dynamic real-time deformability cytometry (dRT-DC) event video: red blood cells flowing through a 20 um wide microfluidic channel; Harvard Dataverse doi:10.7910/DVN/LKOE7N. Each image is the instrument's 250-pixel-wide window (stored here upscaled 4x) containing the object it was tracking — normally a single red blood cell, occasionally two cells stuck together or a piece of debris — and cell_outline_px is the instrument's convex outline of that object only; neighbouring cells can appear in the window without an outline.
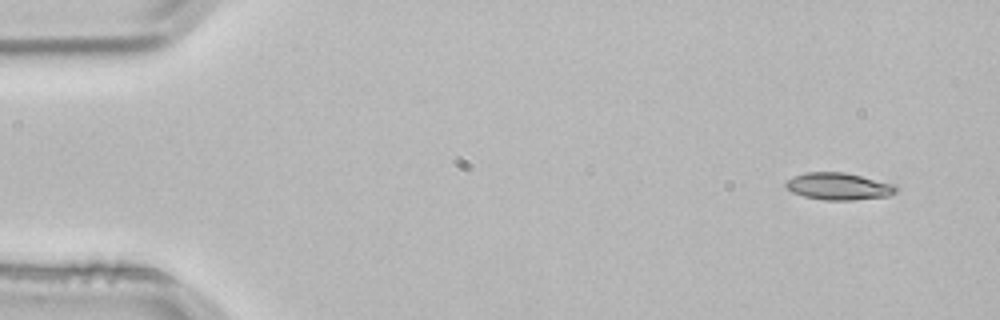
{"species": "common noctule bat (a hibernating species)", "species_latin": "Nyctalus noctula", "temperature_condition": "room temperature", "stored_images_in_passage": 3, "camera_frame_rate_fps": 3000, "um_per_image_px": 0.085, "animal": {"sex": "male", "body_mass_g": 21.5, "forearm_length_mm": 52.0}, "frame": {"image": 1, "passage_image": 1, "time_ms": 0.0, "image_size_px": [1000, 320], "cell_outline_px": [[896, 192], [888, 196], [852, 200], [824, 200], [804, 196], [792, 192], [784, 184], [788, 180], [804, 172], [844, 172], [896, 184]], "centroid_in_image_um": [71.3, 15.84], "position_along_channel_um": 13.7, "area_um2": 17.28}}
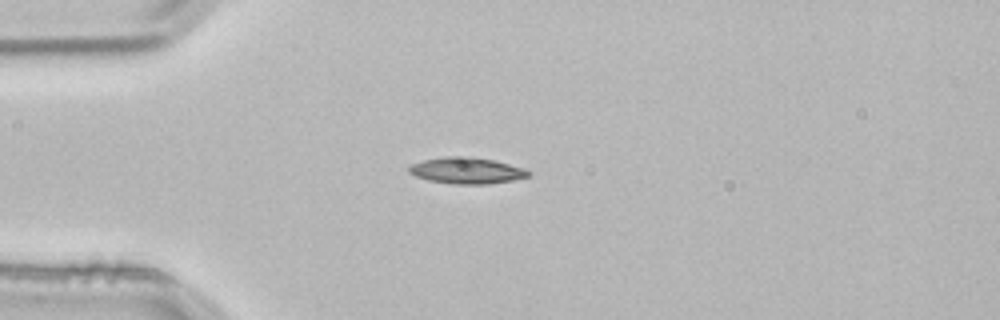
{"frame": {"image": 2, "passage_image": 3, "time_ms": 0.667, "image_size_px": [1000, 320], "cell_outline_px": [[532, 172], [528, 176], [512, 180], [488, 184], [452, 184], [428, 180], [416, 176], [408, 172], [408, 168], [412, 164], [424, 160], [444, 156], [468, 156], [492, 160], [524, 168]], "centroid_in_image_um": [39.65, 14.5], "position_along_channel_um": 45.4, "area_um2": 18.21}}